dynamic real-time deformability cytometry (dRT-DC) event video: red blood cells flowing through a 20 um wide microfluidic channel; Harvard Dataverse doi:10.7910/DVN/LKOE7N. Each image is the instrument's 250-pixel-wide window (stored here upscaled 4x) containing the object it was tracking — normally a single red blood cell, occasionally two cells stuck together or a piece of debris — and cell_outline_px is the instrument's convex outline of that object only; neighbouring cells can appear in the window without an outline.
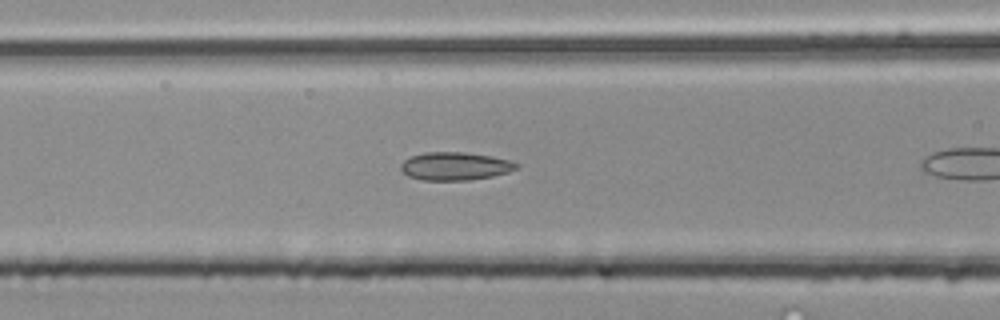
{"species": "common noctule bat (a hibernating species)", "species_latin": "Nyctalus noctula", "temperature_condition": "room temperature", "stored_images_in_passage": 11, "camera_frame_rate_fps": 3000, "um_per_image_px": 0.085, "animal": {"sex": "male", "body_mass_g": 20.4}, "frame": {"image": 1, "passage_image": 7, "time_ms": 2.0, "image_size_px": [1000, 320], "cell_outline_px": [[520, 168], [508, 172], [492, 176], [468, 180], [424, 180], [408, 176], [400, 168], [400, 164], [404, 160], [412, 156], [424, 152], [464, 152], [488, 156], [508, 160], [520, 164]], "centroid_in_image_um": [38.68, 14.12], "position_along_channel_um": 127.9, "area_um2": 18.79}}
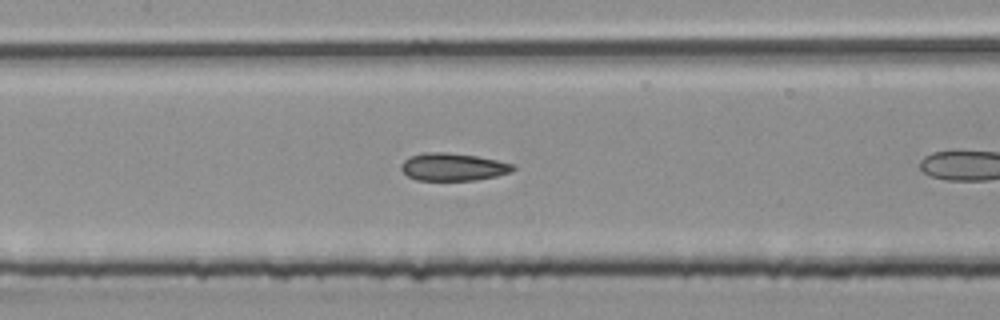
{"frame": {"image": 2, "passage_image": 10, "time_ms": 3.0, "image_size_px": [1000, 320], "cell_outline_px": [[516, 168], [512, 172], [496, 176], [476, 180], [416, 180], [408, 176], [400, 168], [400, 164], [404, 160], [412, 156], [424, 152], [444, 152], [476, 156], [516, 164]], "centroid_in_image_um": [38.53, 14.19], "position_along_channel_um": 168.9, "area_um2": 18.03}}